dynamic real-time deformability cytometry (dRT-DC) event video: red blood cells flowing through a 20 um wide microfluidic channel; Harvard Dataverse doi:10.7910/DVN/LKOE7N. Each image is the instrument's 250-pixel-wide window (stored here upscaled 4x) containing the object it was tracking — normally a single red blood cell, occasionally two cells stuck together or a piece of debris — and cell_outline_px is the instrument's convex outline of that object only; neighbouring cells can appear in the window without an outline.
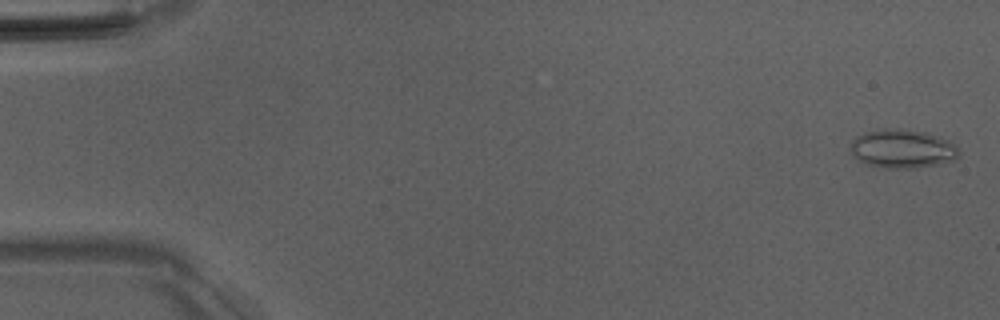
{"species": "Egyptian fruit bat (a non-hibernating species)", "species_latin": "Rousettus aegyptiacus", "temperature_condition": "room temperature", "stored_images_in_passage": 52, "camera_frame_rate_fps": 3000, "um_per_image_px": 0.085, "animal": {"sex": "male"}, "frame": {"image": 1, "passage_image": 2, "time_ms": 0.333, "image_size_px": [1000, 320], "cell_outline_px": [[960, 156], [952, 160], [936, 164], [916, 168], [888, 168], [864, 164], [852, 156], [852, 140], [856, 136], [868, 132], [884, 128], [900, 128], [924, 132], [940, 136], [948, 140], [960, 152]], "centroid_in_image_um": [76.69, 12.64], "position_along_channel_um": 8.3, "area_um2": 24.39}}
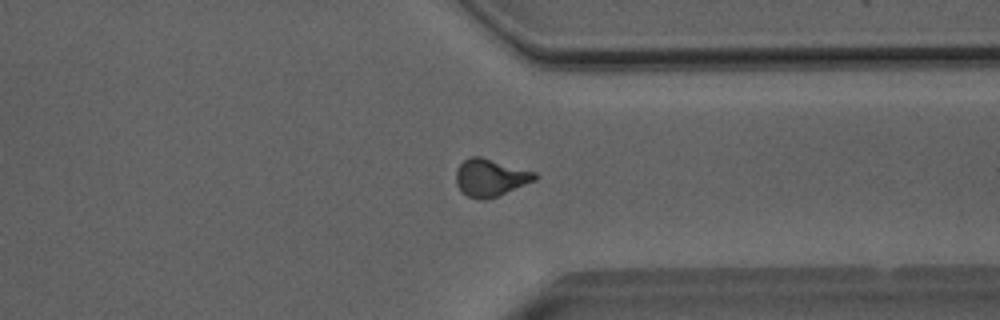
{"frame": {"image": 2, "passage_image": 40, "time_ms": 13.0, "image_size_px": [1000, 320], "cell_outline_px": [[540, 176], [536, 180], [496, 196], [484, 200], [480, 200], [468, 196], [456, 184], [456, 168], [468, 156], [480, 156], [536, 172]], "centroid_in_image_um": [41.69, 15.08], "position_along_channel_um": 369.7, "area_um2": 17.11}}
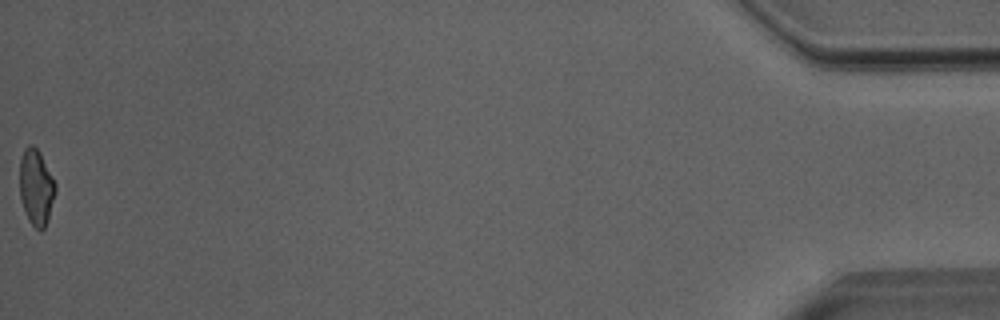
{"frame": {"image": 3, "passage_image": 52, "time_ms": 17.0, "image_size_px": [1000, 320], "cell_outline_px": [[56, 192], [48, 220], [44, 228], [36, 228], [28, 220], [24, 212], [20, 196], [20, 160], [24, 148], [28, 144], [32, 144], [40, 152], [56, 184]], "centroid_in_image_um": [3.07, 15.9], "position_along_channel_um": 432.1, "area_um2": 15.84}, "authors_computed_cell_mechanics": {"area_um2": 16.9354, "velocity_mm_per_s": 4.0565, "shape_relaxation_time_tau1_ms": null, "shape_relaxation_time_tau2_ms": 1.7659, "deformation_change_tau1": null, "deformation_change_tau2": 0.0846}}